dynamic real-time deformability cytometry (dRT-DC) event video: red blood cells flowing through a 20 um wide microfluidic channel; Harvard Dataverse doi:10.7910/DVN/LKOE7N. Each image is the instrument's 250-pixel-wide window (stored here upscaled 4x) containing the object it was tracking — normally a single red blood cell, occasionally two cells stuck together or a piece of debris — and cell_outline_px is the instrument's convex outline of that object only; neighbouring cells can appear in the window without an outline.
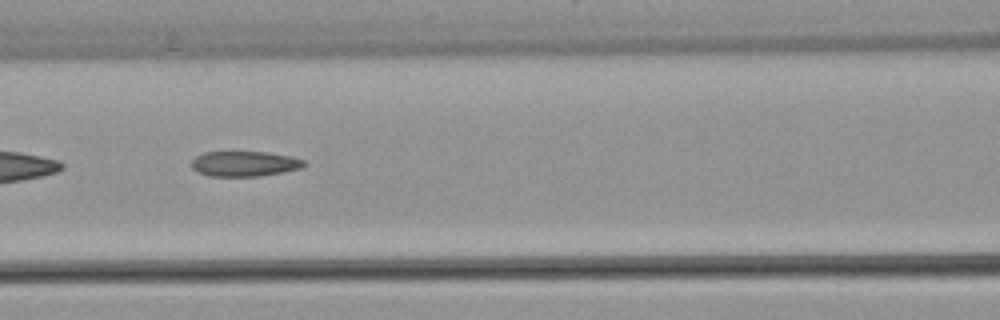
{"species": "common noctule bat (a hibernating species)", "species_latin": "Nyctalus noctula", "temperature_condition": "warm", "stored_images_in_passage": 53, "camera_frame_rate_fps": 3000, "um_per_image_px": 0.085, "animal": {"sex": "female", "body_mass_g": 22.7, "forearm_length_mm": 54.2}, "frame": {"image": 1, "passage_image": 23, "time_ms": 7.333, "image_size_px": [1000, 320], "cell_outline_px": [[308, 164], [304, 168], [284, 172], [260, 176], [208, 176], [196, 172], [192, 168], [192, 160], [196, 156], [204, 152], [268, 152], [292, 156], [304, 160]], "centroid_in_image_um": [20.83, 13.92], "position_along_channel_um": 145.8, "area_um2": 16.82}, "authors_computed_cell_mechanics": {"area_um2": 17.3978, "velocity_mm_per_s": 3.8393, "shape_relaxation_time_tau1_ms": null, "shape_relaxation_time_tau2_ms": 3.3598, "deformation_change_tau1": null, "deformation_change_tau2": 0.1235}}